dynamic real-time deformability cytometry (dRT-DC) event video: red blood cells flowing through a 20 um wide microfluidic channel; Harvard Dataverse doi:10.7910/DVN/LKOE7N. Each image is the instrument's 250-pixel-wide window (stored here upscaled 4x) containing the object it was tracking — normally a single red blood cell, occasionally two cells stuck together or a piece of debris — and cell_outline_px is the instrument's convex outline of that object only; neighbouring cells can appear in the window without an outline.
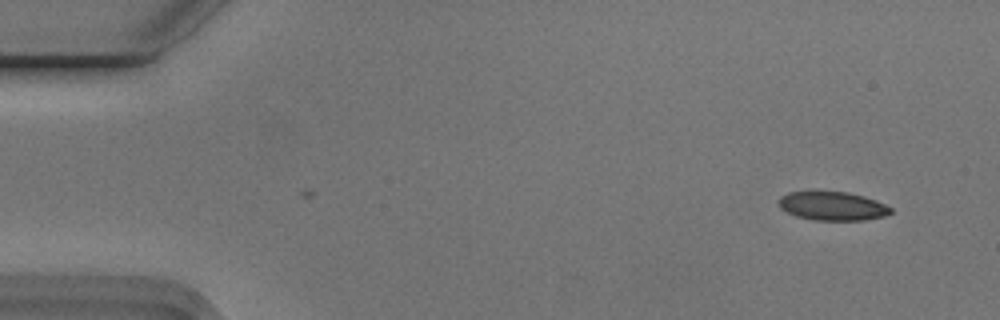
{"species": "Egyptian fruit bat (a non-hibernating species)", "species_latin": "Rousettus aegyptiacus", "temperature_condition": "cold", "stored_images_in_passage": 2, "camera_frame_rate_fps": 3000, "um_per_image_px": 0.085, "animal": {"sex": "male"}, "frame": {"image": 1, "passage_image": 2, "time_ms": 0.333, "image_size_px": [1000, 320], "cell_outline_px": [[892, 212], [884, 216], [864, 220], [812, 220], [796, 216], [780, 208], [776, 204], [780, 196], [788, 192], [848, 192], [864, 196], [876, 200], [892, 208]], "centroid_in_image_um": [70.74, 17.51], "position_along_channel_um": 14.3, "area_um2": 18.79}}